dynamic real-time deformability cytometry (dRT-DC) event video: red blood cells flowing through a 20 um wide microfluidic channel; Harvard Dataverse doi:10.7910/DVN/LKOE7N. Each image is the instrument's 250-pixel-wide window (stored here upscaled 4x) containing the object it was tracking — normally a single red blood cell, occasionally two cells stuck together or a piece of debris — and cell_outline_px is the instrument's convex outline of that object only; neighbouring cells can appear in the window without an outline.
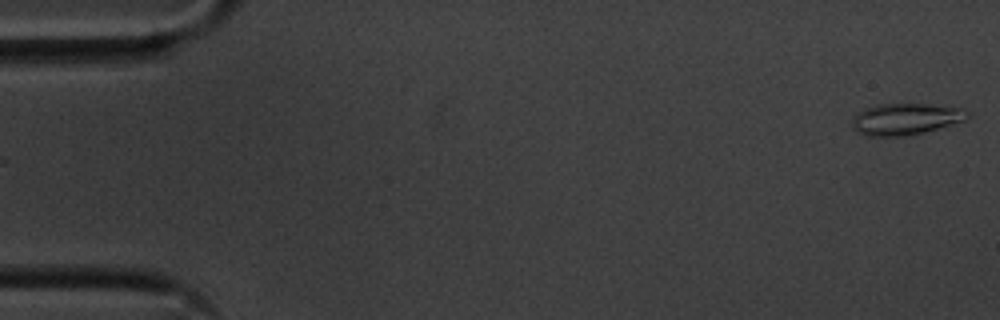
{"species": "common noctule bat (a hibernating species)", "species_latin": "Nyctalus noctula", "temperature_condition": "cold", "stored_images_in_passage": 16, "camera_frame_rate_fps": 3000, "um_per_image_px": 0.085, "animal": {"sex": "male", "body_mass_g": 20.1, "forearm_length_mm": 53.5}, "frame": {"image": 1, "passage_image": 1, "time_ms": 0.0, "image_size_px": [1000, 320], "cell_outline_px": [[968, 116], [964, 120], [924, 132], [908, 136], [864, 136], [856, 132], [852, 128], [852, 120], [856, 112], [864, 108], [880, 104], [924, 104], [964, 108], [968, 112]], "centroid_in_image_um": [76.9, 10.12], "position_along_channel_um": 8.1, "area_um2": 21.21}}